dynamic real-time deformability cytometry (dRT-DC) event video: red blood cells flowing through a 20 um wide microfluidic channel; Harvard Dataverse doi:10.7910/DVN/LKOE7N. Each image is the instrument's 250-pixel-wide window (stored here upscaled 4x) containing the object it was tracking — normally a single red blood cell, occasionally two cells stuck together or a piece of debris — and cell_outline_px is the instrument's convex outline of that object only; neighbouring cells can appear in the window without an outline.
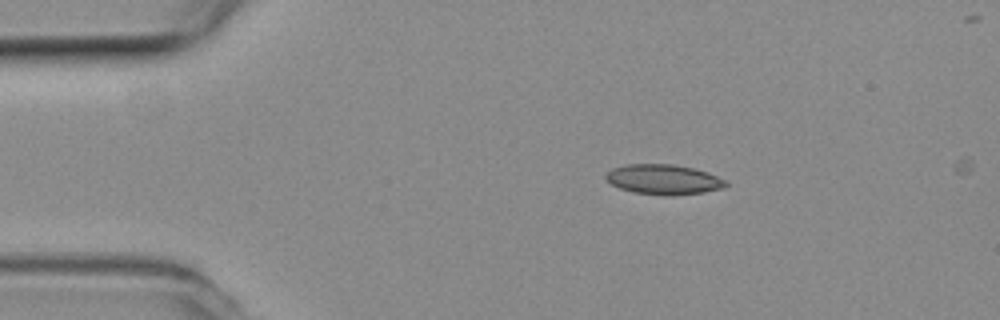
{"species": "common noctule bat (a hibernating species)", "species_latin": "Nyctalus noctula", "temperature_condition": "room temperature", "stored_images_in_passage": 5, "camera_frame_rate_fps": 3000, "um_per_image_px": 0.085, "animal": {"sex": "female", "body_mass_g": 19.3, "forearm_length_mm": 54.1}, "frame": {"image": 1, "passage_image": 1, "time_ms": 0.0, "image_size_px": [1000, 320], "cell_outline_px": [[728, 184], [724, 188], [704, 192], [672, 196], [668, 196], [632, 192], [620, 188], [612, 184], [604, 176], [612, 168], [628, 164], [672, 164], [692, 168], [708, 172], [728, 180]], "centroid_in_image_um": [56.45, 15.26], "position_along_channel_um": 28.6, "area_um2": 21.1}}